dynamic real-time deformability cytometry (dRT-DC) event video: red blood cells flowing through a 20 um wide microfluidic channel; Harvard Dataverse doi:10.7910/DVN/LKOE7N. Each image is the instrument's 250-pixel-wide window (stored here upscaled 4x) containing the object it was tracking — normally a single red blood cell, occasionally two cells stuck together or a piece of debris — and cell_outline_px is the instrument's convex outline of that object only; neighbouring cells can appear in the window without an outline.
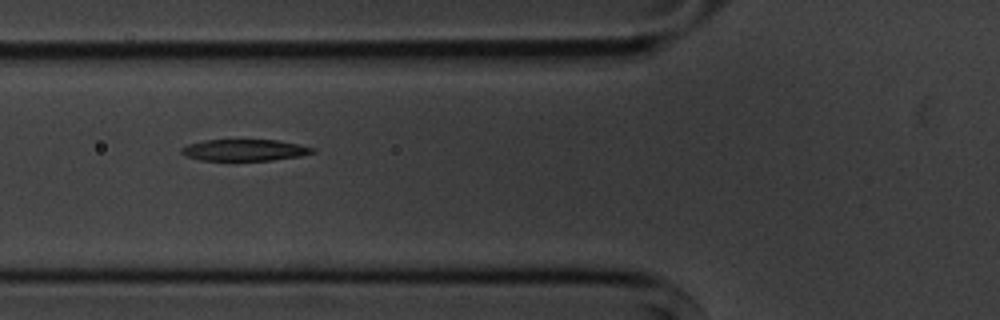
{"species": "common noctule bat (a hibernating species)", "species_latin": "Nyctalus noctula", "temperature_condition": "cold", "stored_images_in_passage": 9, "camera_frame_rate_fps": 3000, "um_per_image_px": 0.085, "animal": {"sex": "male", "body_mass_g": 20.1, "forearm_length_mm": 53.5}, "frame": {"image": 1, "passage_image": 4, "time_ms": 3.333, "image_size_px": [1000, 320], "cell_outline_px": [[316, 152], [300, 156], [272, 160], [200, 160], [184, 156], [180, 152], [180, 148], [188, 144], [204, 140], [276, 140], [300, 144], [316, 148]], "centroid_in_image_um": [20.79, 12.75], "position_along_channel_um": 105.0, "area_um2": 16.53}}
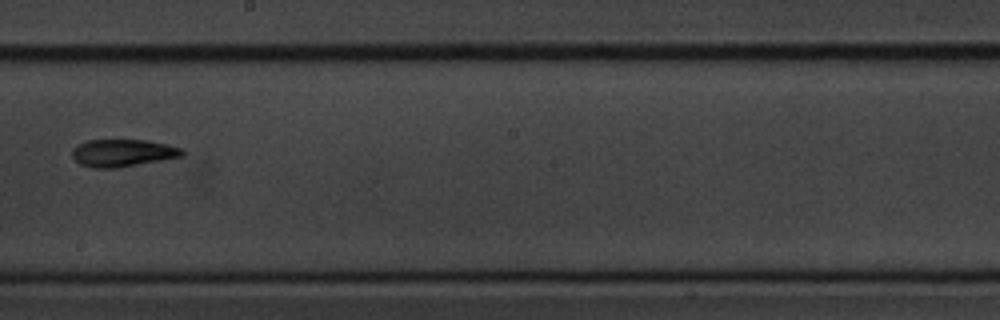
{"frame": {"image": 2, "passage_image": 7, "time_ms": 7.0, "image_size_px": [1000, 320], "cell_outline_px": [[184, 156], [116, 168], [96, 168], [80, 164], [72, 156], [72, 148], [88, 140], [144, 140], [168, 144], [180, 148], [184, 152]], "centroid_in_image_um": [10.43, 13.0], "position_along_channel_um": 237.8, "area_um2": 17.4}}
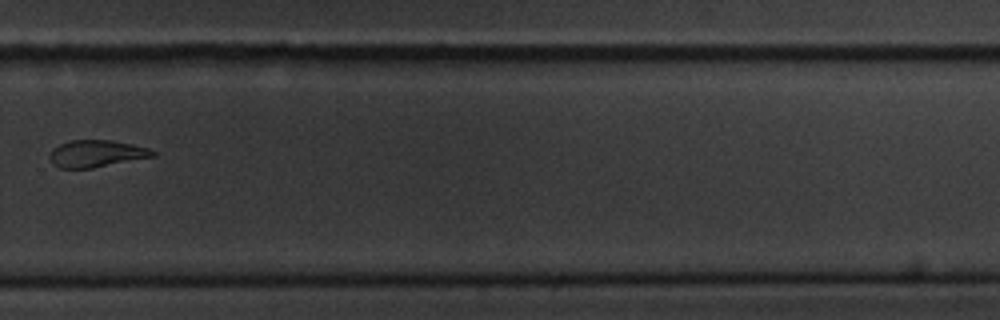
{"frame": {"image": 3, "passage_image": 9, "time_ms": 9.333, "image_size_px": [1000, 320], "cell_outline_px": [[156, 156], [92, 168], [60, 168], [52, 164], [48, 156], [52, 148], [68, 140], [112, 140], [132, 144], [148, 148], [156, 152]], "centroid_in_image_um": [8.17, 13.05], "position_along_channel_um": 321.6, "area_um2": 16.36}}